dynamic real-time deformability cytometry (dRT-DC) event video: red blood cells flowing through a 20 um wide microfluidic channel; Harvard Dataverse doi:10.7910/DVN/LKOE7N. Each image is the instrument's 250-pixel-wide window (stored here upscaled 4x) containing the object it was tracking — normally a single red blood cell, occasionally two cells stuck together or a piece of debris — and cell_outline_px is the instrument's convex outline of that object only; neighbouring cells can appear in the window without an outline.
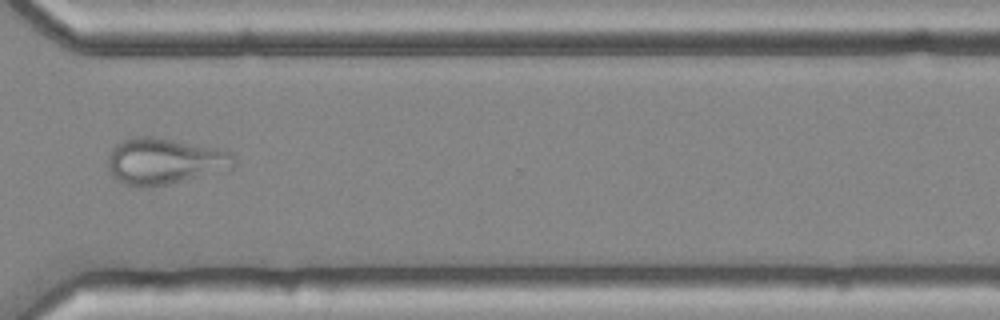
{"species": "common noctule bat (a hibernating species)", "species_latin": "Nyctalus noctula", "temperature_condition": "cold", "stored_images_in_passage": 33, "camera_frame_rate_fps": 3000, "um_per_image_px": 0.085, "animal": {"sex": "female", "body_mass_g": 25.1}, "frame": {"image": 1, "passage_image": 24, "time_ms": 7.667, "image_size_px": [1000, 320], "cell_outline_px": [[236, 164], [232, 168], [168, 184], [148, 188], [140, 188], [124, 184], [116, 180], [112, 176], [108, 168], [108, 156], [112, 148], [116, 144], [132, 136], [152, 136], [216, 148], [228, 152], [236, 156]], "centroid_in_image_um": [13.93, 13.71], "position_along_channel_um": 356.7, "area_um2": 34.04}}